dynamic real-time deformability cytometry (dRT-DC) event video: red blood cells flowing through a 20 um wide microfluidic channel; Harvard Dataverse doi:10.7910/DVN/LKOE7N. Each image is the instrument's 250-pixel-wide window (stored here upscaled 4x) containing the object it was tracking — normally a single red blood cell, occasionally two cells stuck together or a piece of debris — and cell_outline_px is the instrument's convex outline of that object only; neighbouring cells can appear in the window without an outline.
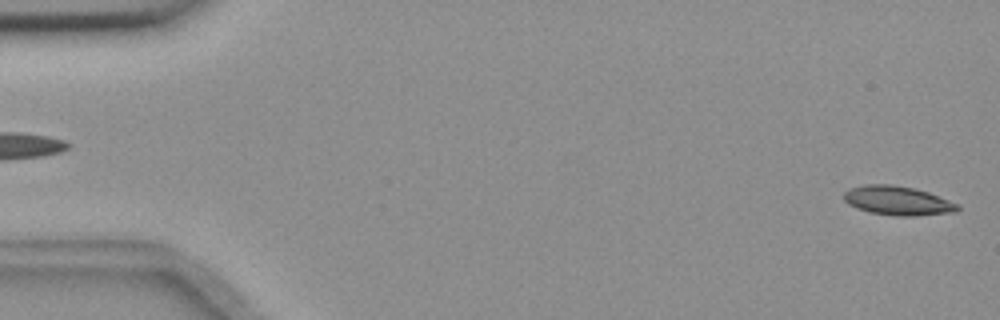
{"species": "common noctule bat (a hibernating species)", "species_latin": "Nyctalus noctula", "temperature_condition": "room temperature", "stored_images_in_passage": 5, "segment_of_instrument_passage": [2, 2], "camera_frame_rate_fps": 3000, "um_per_image_px": 0.085, "animal": {"sex": "female", "body_mass_g": 18.4}, "frame": {"image": 1, "passage_image": 5, "time_ms": 1.333, "image_size_px": [1000, 320], "cell_outline_px": [[960, 208], [956, 212], [916, 216], [896, 216], [868, 212], [856, 208], [848, 204], [844, 200], [844, 192], [848, 188], [864, 184], [892, 184], [916, 188], [928, 192], [960, 204]], "centroid_in_image_um": [76.3, 17.05], "position_along_channel_um": 8.7, "area_um2": 19.65}}